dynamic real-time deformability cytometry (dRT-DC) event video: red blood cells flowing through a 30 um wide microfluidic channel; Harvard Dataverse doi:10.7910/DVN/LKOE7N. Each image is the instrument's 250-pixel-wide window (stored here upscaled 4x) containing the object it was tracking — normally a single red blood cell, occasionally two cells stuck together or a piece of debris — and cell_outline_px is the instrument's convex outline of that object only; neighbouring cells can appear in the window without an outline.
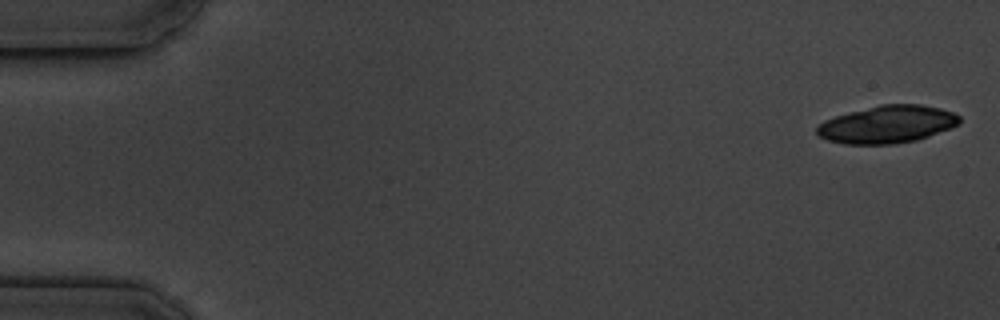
{"species": "common noctule bat (a hibernating species)", "species_latin": "Nyctalus noctula", "temperature_condition": "cold", "stored_images_in_passage": 6, "camera_frame_rate_fps": 3000, "um_per_image_px": 0.085, "animal": {"sex": "male", "body_mass_g": 19.5, "forearm_length_mm": 54.6}, "frame": {"image": 1, "passage_image": 1, "time_ms": 0.0, "image_size_px": [1000, 320], "cell_outline_px": [[960, 124], [928, 136], [916, 140], [892, 144], [844, 144], [828, 140], [820, 136], [816, 132], [816, 128], [824, 120], [848, 112], [880, 104], [920, 104], [940, 108], [952, 112], [960, 116]], "centroid_in_image_um": [75.41, 10.56], "position_along_channel_um": 9.6, "area_um2": 31.1}}